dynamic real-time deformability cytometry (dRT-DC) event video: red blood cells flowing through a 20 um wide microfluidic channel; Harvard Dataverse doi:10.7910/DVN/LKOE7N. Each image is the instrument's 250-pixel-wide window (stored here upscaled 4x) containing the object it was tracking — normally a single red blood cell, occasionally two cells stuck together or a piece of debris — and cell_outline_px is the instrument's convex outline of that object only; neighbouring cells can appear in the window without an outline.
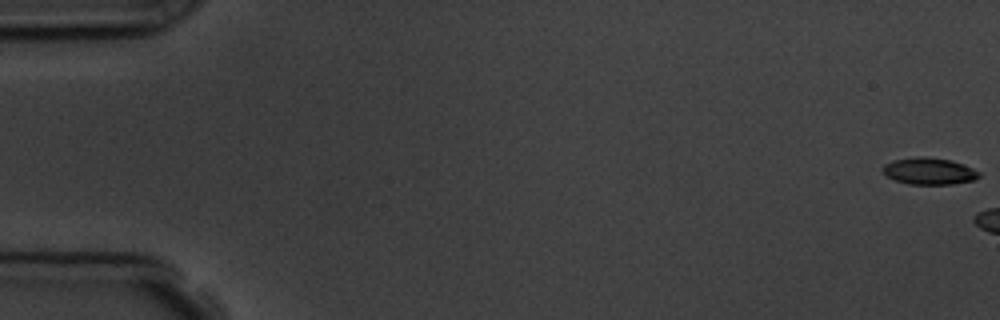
{"species": "common noctule bat (a hibernating species)", "species_latin": "Nyctalus noctula", "temperature_condition": "room temperature", "stored_images_in_passage": 3, "camera_frame_rate_fps": 3000, "um_per_image_px": 0.085, "animal": {"sex": "male", "body_mass_g": 19.5, "forearm_length_mm": 54.6}, "frame": {"image": 1, "passage_image": 1, "time_ms": 0.0, "image_size_px": [1000, 320], "cell_outline_px": [[980, 176], [976, 180], [952, 184], [908, 184], [896, 180], [888, 176], [880, 168], [884, 164], [892, 160], [920, 156], [924, 156], [952, 160], [964, 164], [980, 172]], "centroid_in_image_um": [78.99, 14.54], "position_along_channel_um": 6.0, "area_um2": 15.14}}